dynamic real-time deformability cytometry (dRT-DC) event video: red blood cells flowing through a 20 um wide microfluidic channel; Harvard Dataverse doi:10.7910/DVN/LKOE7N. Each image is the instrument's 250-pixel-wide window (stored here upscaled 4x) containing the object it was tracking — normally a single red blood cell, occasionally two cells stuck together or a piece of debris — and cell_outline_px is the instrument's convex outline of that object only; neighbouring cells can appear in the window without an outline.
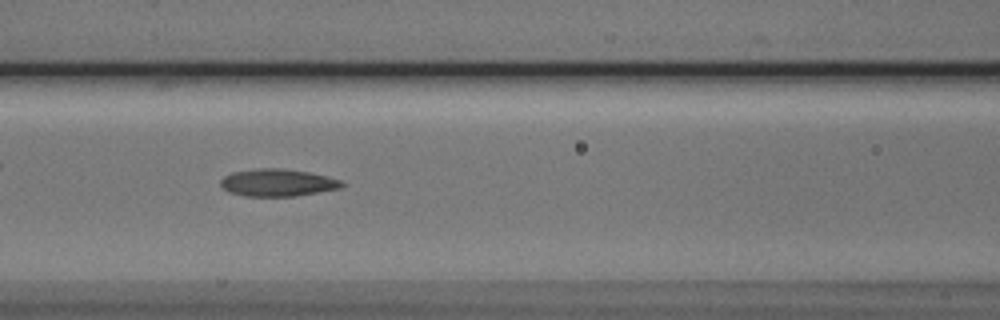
{"species": "Egyptian fruit bat (a non-hibernating species)", "species_latin": "Rousettus aegyptiacus", "temperature_condition": "cold", "stored_images_in_passage": 9, "camera_frame_rate_fps": 3000, "um_per_image_px": 0.085, "animal": {"sex": "male"}, "frame": {"image": 1, "passage_image": 7, "time_ms": 6.667, "image_size_px": [1000, 320], "cell_outline_px": [[344, 184], [340, 188], [292, 196], [244, 196], [228, 192], [220, 184], [220, 180], [224, 176], [232, 172], [256, 168], [276, 168], [308, 172], [340, 180]], "centroid_in_image_um": [23.52, 15.52], "position_along_channel_um": 143.1, "area_um2": 19.02}}
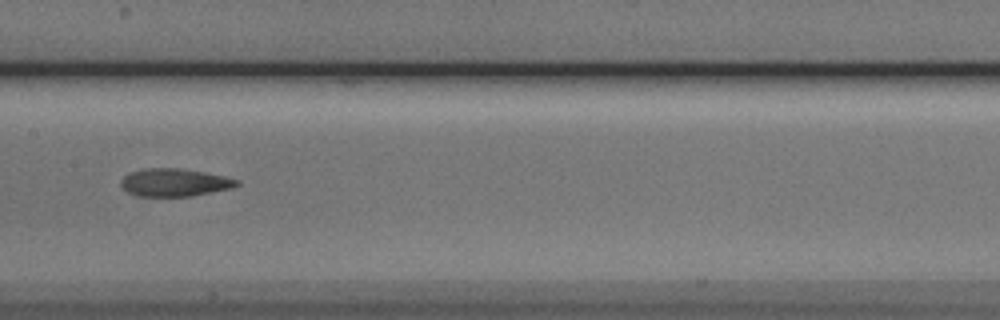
{"frame": {"image": 2, "passage_image": 8, "time_ms": 8.0, "image_size_px": [1000, 320], "cell_outline_px": [[240, 184], [232, 188], [192, 196], [136, 196], [128, 192], [120, 184], [120, 180], [124, 176], [132, 172], [148, 168], [180, 168], [204, 172], [224, 176], [240, 180]], "centroid_in_image_um": [14.86, 15.51], "position_along_channel_um": 192.5, "area_um2": 18.73}}
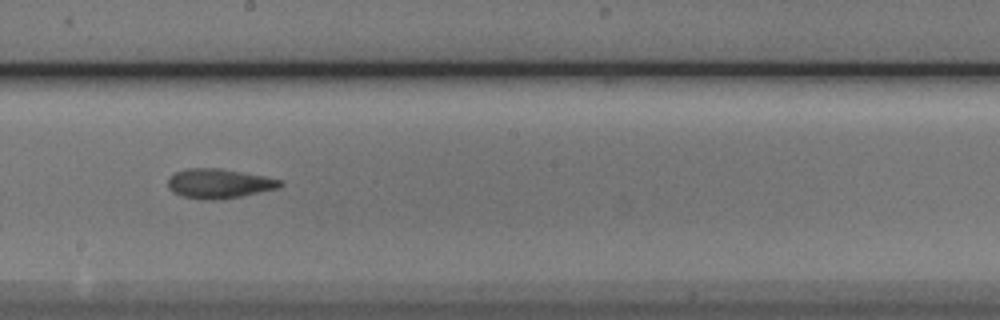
{"frame": {"image": 3, "passage_image": 9, "time_ms": 9.0, "image_size_px": [1000, 320], "cell_outline_px": [[284, 184], [276, 188], [240, 196], [220, 200], [200, 200], [184, 196], [172, 192], [168, 188], [168, 176], [176, 172], [188, 168], [220, 168], [264, 176], [280, 180]], "centroid_in_image_um": [18.56, 15.6], "position_along_channel_um": 229.6, "area_um2": 19.25}}